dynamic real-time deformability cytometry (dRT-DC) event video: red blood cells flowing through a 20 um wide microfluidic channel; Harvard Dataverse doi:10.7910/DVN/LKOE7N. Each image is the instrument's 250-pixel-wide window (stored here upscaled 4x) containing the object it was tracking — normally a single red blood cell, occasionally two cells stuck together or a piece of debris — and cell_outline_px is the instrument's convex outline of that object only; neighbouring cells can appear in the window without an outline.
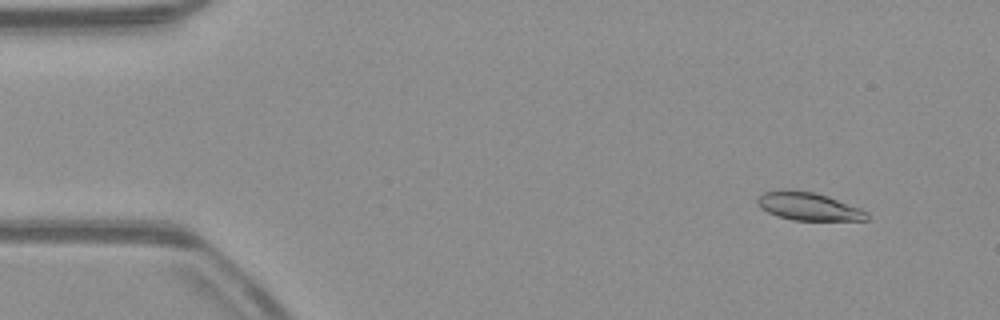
{"species": "common noctule bat (a hibernating species)", "species_latin": "Nyctalus noctula", "temperature_condition": "warm", "stored_images_in_passage": 53, "camera_frame_rate_fps": 3000, "um_per_image_px": 0.085, "animal": {"sex": "male", "body_mass_g": 23.1, "forearm_length_mm": 52.7}, "frame": {"image": 1, "passage_image": 5, "time_ms": 1.333, "image_size_px": [1000, 320], "cell_outline_px": [[868, 220], [792, 220], [776, 216], [760, 208], [756, 200], [764, 192], [812, 192], [828, 196], [860, 208], [868, 212]], "centroid_in_image_um": [68.76, 17.59], "position_along_channel_um": 16.2, "area_um2": 17.22}}
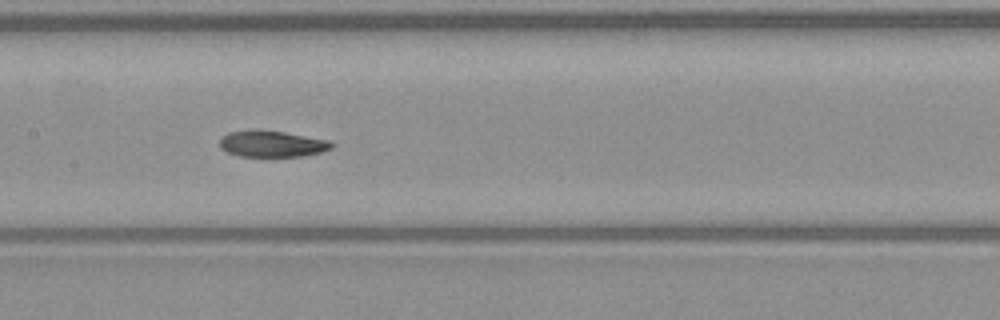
{"frame": {"image": 2, "passage_image": 26, "time_ms": 8.333, "image_size_px": [1000, 320], "cell_outline_px": [[336, 144], [332, 148], [320, 152], [304, 156], [240, 156], [228, 152], [220, 148], [220, 140], [228, 132], [256, 128], [284, 132], [328, 140]], "centroid_in_image_um": [23.12, 12.21], "position_along_channel_um": 184.3, "area_um2": 17.28}}
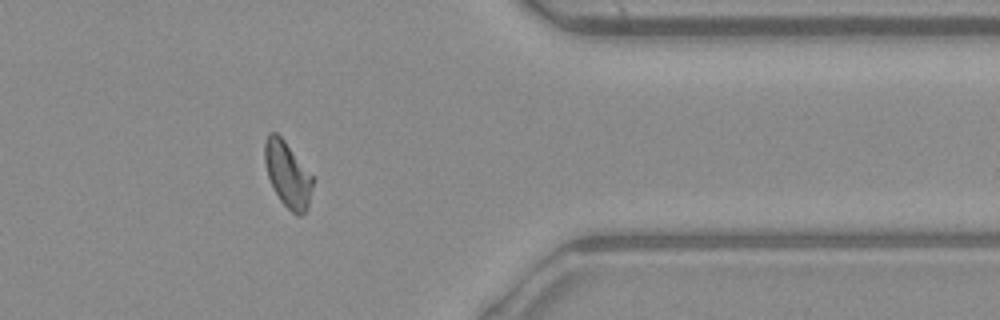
{"frame": {"image": 3, "passage_image": 43, "time_ms": 14.0, "image_size_px": [1000, 320], "cell_outline_px": [[312, 184], [308, 208], [300, 216], [296, 216], [280, 200], [268, 176], [264, 160], [264, 140], [268, 132], [276, 132], [284, 140], [312, 176]], "centroid_in_image_um": [24.42, 14.81], "position_along_channel_um": 387.0, "area_um2": 17.98}, "authors_computed_cell_mechanics": {"area_um2": 18.207, "velocity_mm_per_s": 3.913, "shape_relaxation_time_tau1_ms": 7.8669, "shape_relaxation_time_tau2_ms": 2.3502, "deformation_change_tau1": 0.1883, "deformation_change_tau2": 0.0613}}